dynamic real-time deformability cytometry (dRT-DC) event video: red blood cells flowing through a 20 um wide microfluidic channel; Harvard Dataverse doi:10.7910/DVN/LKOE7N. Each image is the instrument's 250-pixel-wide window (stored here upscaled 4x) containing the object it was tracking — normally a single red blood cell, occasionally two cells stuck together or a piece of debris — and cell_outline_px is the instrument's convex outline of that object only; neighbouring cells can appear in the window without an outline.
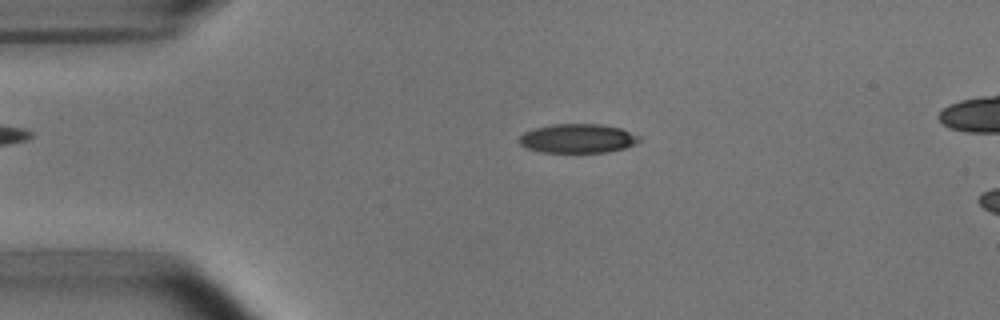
{"species": "common noctule bat (a hibernating species)", "species_latin": "Nyctalus noctula", "temperature_condition": "room temperature", "stored_images_in_passage": 5, "camera_frame_rate_fps": 3000, "um_per_image_px": 0.085, "animal": {"sex": "male", "body_mass_g": 15.6}, "frame": {"image": 1, "passage_image": 3, "time_ms": 2.333, "image_size_px": [1000, 320], "cell_outline_px": [[640, 140], [636, 144], [624, 148], [608, 152], [540, 152], [528, 148], [520, 144], [520, 136], [524, 132], [536, 128], [552, 124], [600, 124], [620, 128], [640, 136]], "centroid_in_image_um": [49.13, 11.77], "position_along_channel_um": 35.9, "area_um2": 20.23}}